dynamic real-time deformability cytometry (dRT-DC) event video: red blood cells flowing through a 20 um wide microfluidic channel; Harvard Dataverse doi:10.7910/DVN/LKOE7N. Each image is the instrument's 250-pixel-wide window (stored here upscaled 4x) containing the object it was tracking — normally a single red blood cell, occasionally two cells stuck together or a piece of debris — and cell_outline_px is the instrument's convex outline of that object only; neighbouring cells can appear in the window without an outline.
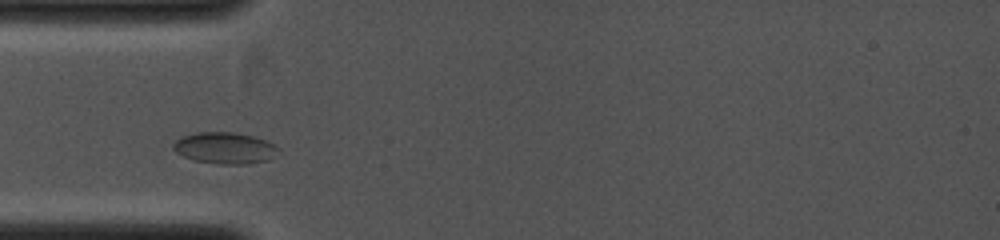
{"species": "common noctule bat (a hibernating species)", "species_latin": "Nyctalus noctula", "temperature_condition": "cold", "stored_images_in_passage": 4, "camera_frame_rate_fps": 4000, "um_per_image_px": 0.085, "animal": {"sex": "female", "body_mass_g": 19.0, "forearm_length_mm": 53.3}, "frame": {"image": 1, "passage_image": 1, "time_ms": 0.0, "image_size_px": [1000, 240], "cell_outline_px": [[280, 148], [268, 160], [248, 164], [220, 164], [196, 160], [184, 156], [176, 152], [172, 148], [172, 144], [176, 140], [184, 136], [196, 132], [232, 132], [252, 136], [264, 140]], "centroid_in_image_um": [19.08, 12.58], "position_along_channel_um": 65.9, "area_um2": 18.96}}
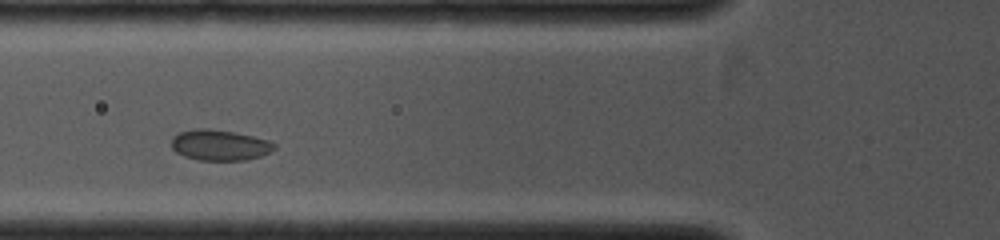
{"frame": {"image": 2, "passage_image": 2, "time_ms": 0.75, "image_size_px": [1000, 240], "cell_outline_px": [[276, 148], [260, 156], [244, 160], [200, 160], [184, 156], [176, 152], [172, 148], [172, 136], [180, 132], [196, 128], [208, 128], [232, 132], [252, 136], [268, 140], [276, 144]], "centroid_in_image_um": [18.65, 12.33], "position_along_channel_um": 107.1, "area_um2": 18.26}}
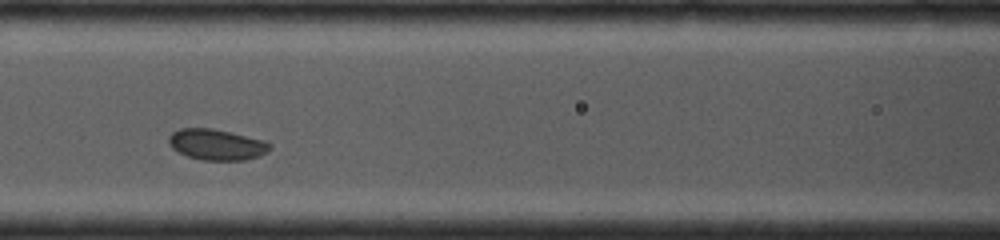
{"frame": {"image": 3, "passage_image": 3, "time_ms": 1.5, "image_size_px": [1000, 240], "cell_outline_px": [[272, 148], [268, 152], [260, 156], [244, 160], [200, 160], [188, 156], [172, 148], [168, 144], [168, 136], [172, 132], [180, 128], [212, 128], [264, 140], [272, 144]], "centroid_in_image_um": [18.42, 12.29], "position_along_channel_um": 148.2, "area_um2": 18.32}}